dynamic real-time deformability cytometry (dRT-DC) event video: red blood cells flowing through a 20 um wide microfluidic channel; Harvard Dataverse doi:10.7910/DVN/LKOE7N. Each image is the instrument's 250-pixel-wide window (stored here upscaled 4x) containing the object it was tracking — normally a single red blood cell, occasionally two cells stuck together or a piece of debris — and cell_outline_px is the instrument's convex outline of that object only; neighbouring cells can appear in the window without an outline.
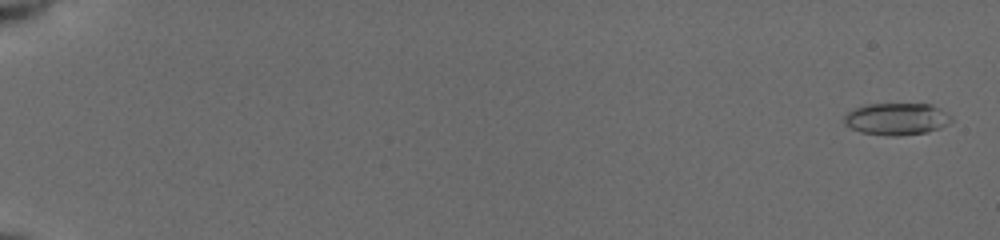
{"species": "common noctule bat (a hibernating species)", "species_latin": "Nyctalus noctula", "temperature_condition": "cold", "stored_images_in_passage": 55, "camera_frame_rate_fps": 3000, "um_per_image_px": 0.085, "animal": {"sex": "female", "body_mass_g": 19.5, "forearm_length_mm": 54.1}, "frame": {"image": 1, "passage_image": 2, "time_ms": 0.333, "image_size_px": [1000, 240], "cell_outline_px": [[952, 120], [948, 124], [940, 128], [924, 132], [900, 136], [888, 136], [860, 132], [844, 124], [844, 116], [848, 112], [864, 104], [932, 104], [940, 108], [952, 116]], "centroid_in_image_um": [76.22, 10.11], "position_along_channel_um": 8.8, "area_um2": 20.06}}
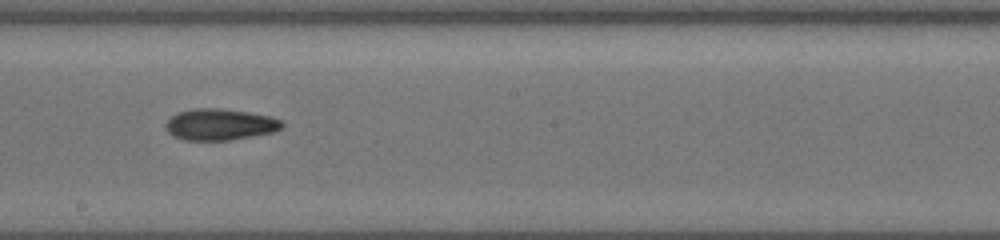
{"frame": {"image": 2, "passage_image": 34, "time_ms": 11.0, "image_size_px": [1000, 240], "cell_outline_px": [[284, 124], [280, 128], [272, 132], [232, 140], [184, 140], [172, 136], [164, 128], [164, 124], [172, 116], [180, 112], [196, 108], [220, 108], [268, 116], [280, 120]], "centroid_in_image_um": [18.63, 10.59], "position_along_channel_um": 229.6, "area_um2": 21.04}}
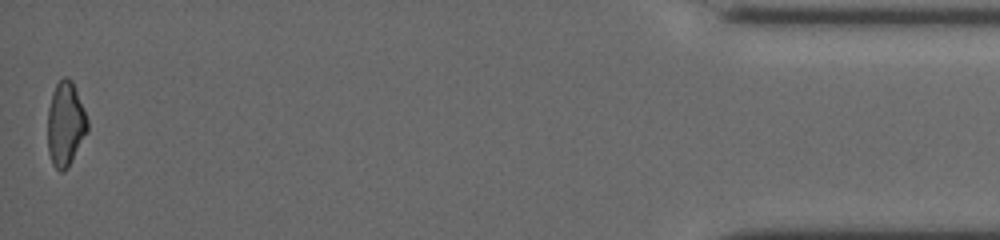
{"frame": {"image": 3, "passage_image": 55, "time_ms": 18.0, "image_size_px": [1000, 240], "cell_outline_px": [[88, 132], [68, 168], [64, 172], [60, 172], [52, 164], [48, 152], [48, 108], [52, 92], [56, 84], [64, 76], [68, 76], [72, 80], [88, 120]], "centroid_in_image_um": [5.57, 10.56], "position_along_channel_um": 429.6, "area_um2": 19.77}, "authors_computed_cell_mechanics": {"area_um2": 20.1722, "velocity_mm_per_s": 3.9379, "shape_relaxation_time_tau1_ms": null, "shape_relaxation_time_tau2_ms": 4.5104, "deformation_change_tau1": null, "deformation_change_tau2": 0.1195}}